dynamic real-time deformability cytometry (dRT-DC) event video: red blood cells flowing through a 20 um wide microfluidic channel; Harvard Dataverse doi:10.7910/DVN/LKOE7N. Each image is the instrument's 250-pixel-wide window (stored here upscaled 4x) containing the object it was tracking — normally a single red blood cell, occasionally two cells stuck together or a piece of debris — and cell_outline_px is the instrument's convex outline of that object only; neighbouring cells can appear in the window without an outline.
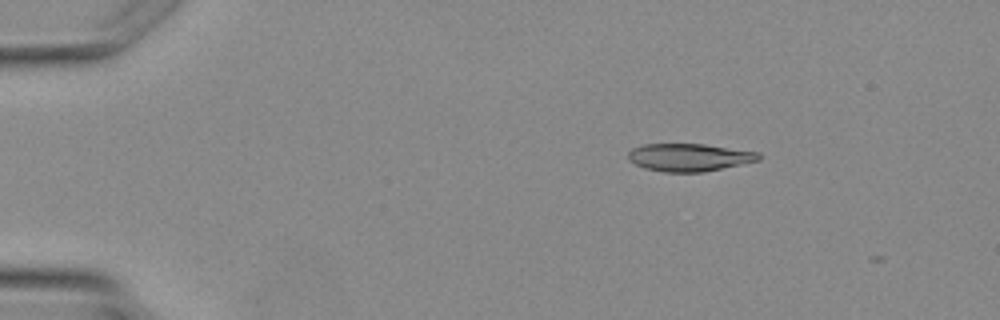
{"species": "Egyptian fruit bat (a non-hibernating species)", "species_latin": "Rousettus aegyptiacus", "temperature_condition": "warm", "stored_images_in_passage": 3, "camera_frame_rate_fps": 3000, "um_per_image_px": 0.085, "animal": {"sex": "female"}, "frame": {"image": 1, "passage_image": 1, "time_ms": 0.0, "image_size_px": [1000, 320], "cell_outline_px": [[760, 160], [704, 172], [664, 172], [644, 168], [636, 164], [628, 156], [628, 152], [632, 148], [644, 144], [704, 144], [760, 152]], "centroid_in_image_um": [58.6, 13.37], "position_along_channel_um": 26.4, "area_um2": 20.98}}